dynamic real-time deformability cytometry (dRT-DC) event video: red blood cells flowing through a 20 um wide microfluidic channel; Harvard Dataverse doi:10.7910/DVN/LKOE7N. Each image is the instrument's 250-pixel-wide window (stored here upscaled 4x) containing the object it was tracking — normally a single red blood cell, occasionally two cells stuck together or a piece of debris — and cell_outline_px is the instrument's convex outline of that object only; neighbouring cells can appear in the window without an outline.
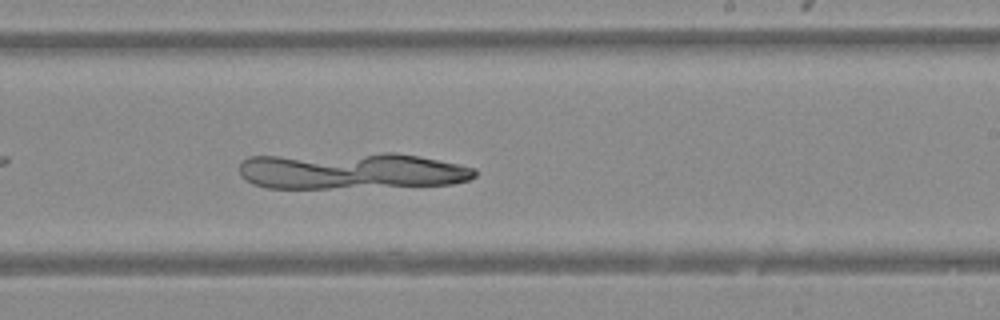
{"species": "Egyptian fruit bat (a non-hibernating species)", "species_latin": "Rousettus aegyptiacus", "temperature_condition": "warm", "stored_images_in_passage": 35, "camera_frame_rate_fps": 3000, "um_per_image_px": 0.085, "animal": {"sex": "female"}, "frame": {"image": 1, "passage_image": 16, "time_ms": 5.0, "image_size_px": [1000, 320], "cell_outline_px": [[476, 176], [468, 180], [452, 184], [328, 188], [268, 188], [252, 184], [244, 180], [240, 176], [240, 164], [248, 156], [384, 152], [396, 152], [420, 156], [476, 168]], "centroid_in_image_um": [29.82, 14.51], "position_along_channel_um": 259.2, "area_um2": 50.63}}